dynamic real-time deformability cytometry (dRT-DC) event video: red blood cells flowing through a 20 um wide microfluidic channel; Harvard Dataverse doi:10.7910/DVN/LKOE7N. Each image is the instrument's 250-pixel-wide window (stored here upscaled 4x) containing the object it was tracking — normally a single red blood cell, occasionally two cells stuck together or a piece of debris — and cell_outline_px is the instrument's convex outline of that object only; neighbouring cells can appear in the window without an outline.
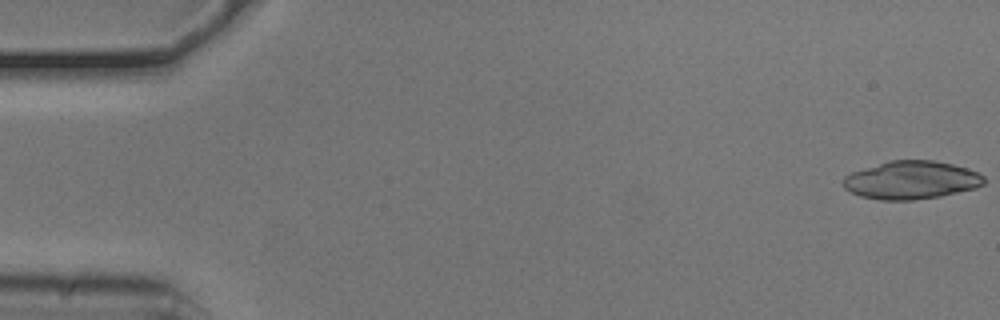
{"species": "common noctule bat (a hibernating species)", "species_latin": "Nyctalus noctula", "temperature_condition": "cold", "stored_images_in_passage": 27, "camera_frame_rate_fps": 3000, "um_per_image_px": 0.085, "animal": {"sex": "male", "body_mass_g": 20.5, "forearm_length_mm": 52.5}, "frame": {"image": 1, "passage_image": 1, "time_ms": 0.0, "image_size_px": [1000, 320], "cell_outline_px": [[984, 184], [976, 188], [940, 196], [912, 200], [880, 200], [860, 196], [844, 188], [844, 176], [852, 172], [888, 160], [932, 160], [952, 164], [968, 168], [984, 176]], "centroid_in_image_um": [77.46, 15.3], "position_along_channel_um": 7.5, "area_um2": 31.21}}